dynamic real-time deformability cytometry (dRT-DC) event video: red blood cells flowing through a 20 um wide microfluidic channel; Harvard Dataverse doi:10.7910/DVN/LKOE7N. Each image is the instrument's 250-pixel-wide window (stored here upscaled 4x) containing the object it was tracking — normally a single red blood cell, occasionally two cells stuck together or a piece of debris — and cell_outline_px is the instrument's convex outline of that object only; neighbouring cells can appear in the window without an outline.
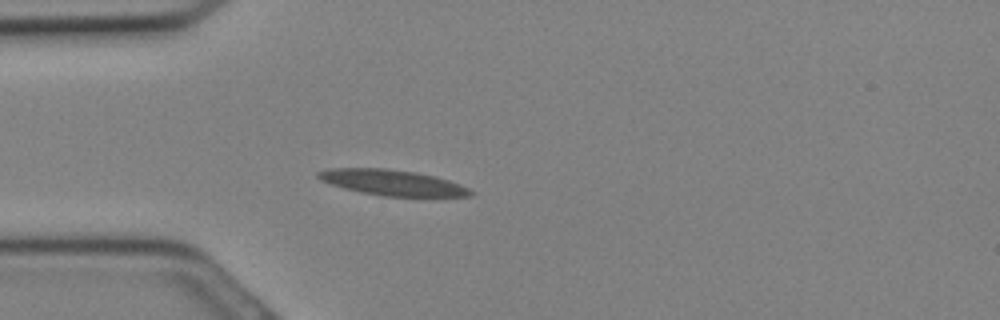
{"species": "Egyptian fruit bat (a non-hibernating species)", "species_latin": "Rousettus aegyptiacus", "temperature_condition": "cold", "stored_images_in_passage": 27, "camera_frame_rate_fps": 3000, "um_per_image_px": 0.085, "animal": {"sex": "female"}, "frame": {"image": 1, "passage_image": 5, "time_ms": 1.333, "image_size_px": [1000, 320], "cell_outline_px": [[472, 196], [384, 196], [360, 192], [344, 188], [320, 180], [316, 176], [316, 172], [332, 168], [384, 168], [416, 172], [448, 180], [460, 184], [468, 188], [472, 192]], "centroid_in_image_um": [33.31, 15.51], "position_along_channel_um": 51.7, "area_um2": 22.48}}
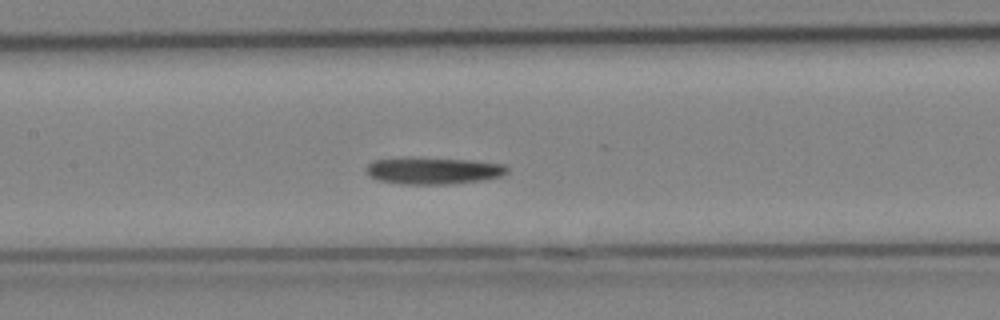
{"frame": {"image": 2, "passage_image": 11, "time_ms": 3.333, "image_size_px": [1000, 320], "cell_outline_px": [[508, 172], [500, 176], [484, 180], [452, 184], [400, 184], [376, 180], [368, 176], [364, 168], [372, 160], [472, 160], [504, 164], [508, 168]], "centroid_in_image_um": [36.84, 14.56], "position_along_channel_um": 170.6, "area_um2": 21.33}}
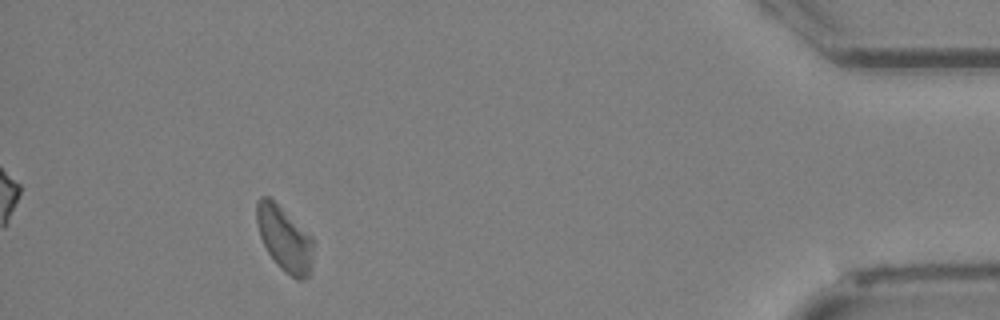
{"frame": {"image": 3, "passage_image": 25, "time_ms": 8.0, "image_size_px": [1000, 320], "cell_outline_px": [[312, 264], [308, 276], [300, 280], [296, 280], [284, 272], [280, 268], [268, 252], [260, 236], [256, 220], [256, 204], [260, 196], [268, 196], [312, 236]], "centroid_in_image_um": [24.17, 20.31], "position_along_channel_um": 411.0, "area_um2": 21.15}}